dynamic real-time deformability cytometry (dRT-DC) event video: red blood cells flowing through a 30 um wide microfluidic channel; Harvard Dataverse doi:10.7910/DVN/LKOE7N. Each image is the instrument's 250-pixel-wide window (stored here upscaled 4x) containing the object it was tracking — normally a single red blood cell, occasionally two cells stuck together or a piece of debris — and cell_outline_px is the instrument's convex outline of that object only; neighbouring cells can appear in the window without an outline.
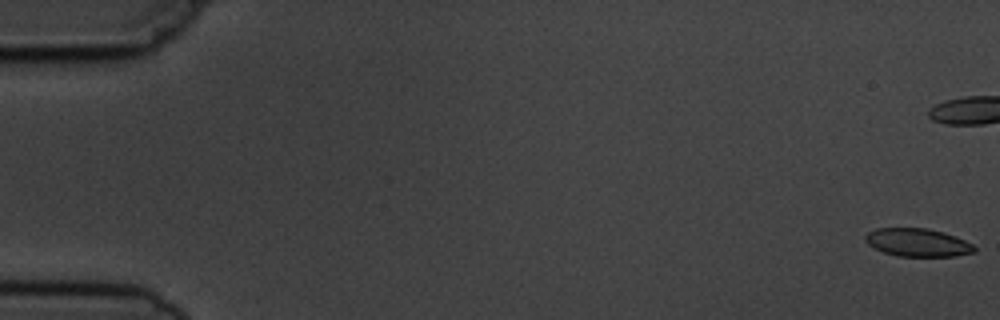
{"species": "common noctule bat (a hibernating species)", "species_latin": "Nyctalus noctula", "temperature_condition": "cold", "stored_images_in_passage": 8, "camera_frame_rate_fps": 3000, "um_per_image_px": 0.085, "animal": {"sex": "male", "body_mass_g": 19.5, "forearm_length_mm": 54.6}, "frame": {"image": 1, "passage_image": 1, "time_ms": 0.0, "image_size_px": [1000, 320], "cell_outline_px": [[976, 252], [956, 256], [896, 256], [884, 252], [868, 244], [864, 240], [864, 236], [868, 232], [876, 228], [928, 228], [944, 232], [956, 236], [972, 244], [976, 248]], "centroid_in_image_um": [78.01, 20.61], "position_along_channel_um": 7.0, "area_um2": 17.92}}
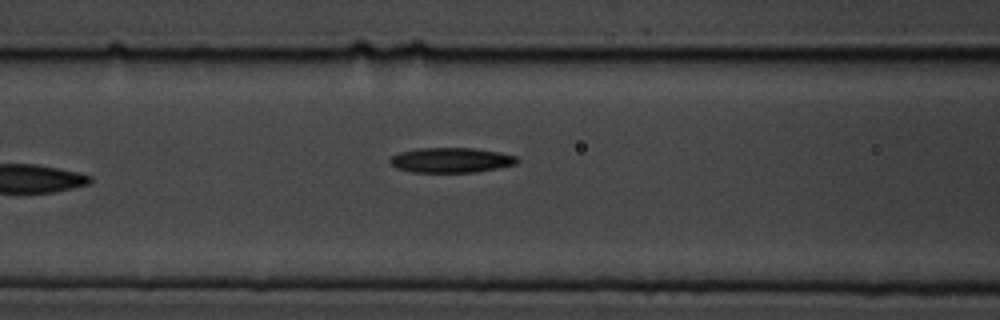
{"frame": {"image": 2, "passage_image": 8, "time_ms": 8.333, "image_size_px": [1000, 320], "cell_outline_px": [[520, 160], [516, 164], [500, 168], [476, 172], [412, 172], [396, 168], [388, 160], [392, 156], [400, 152], [416, 148], [472, 148], [500, 152], [516, 156]], "centroid_in_image_um": [38.36, 13.61], "position_along_channel_um": 128.2, "area_um2": 18.61}}